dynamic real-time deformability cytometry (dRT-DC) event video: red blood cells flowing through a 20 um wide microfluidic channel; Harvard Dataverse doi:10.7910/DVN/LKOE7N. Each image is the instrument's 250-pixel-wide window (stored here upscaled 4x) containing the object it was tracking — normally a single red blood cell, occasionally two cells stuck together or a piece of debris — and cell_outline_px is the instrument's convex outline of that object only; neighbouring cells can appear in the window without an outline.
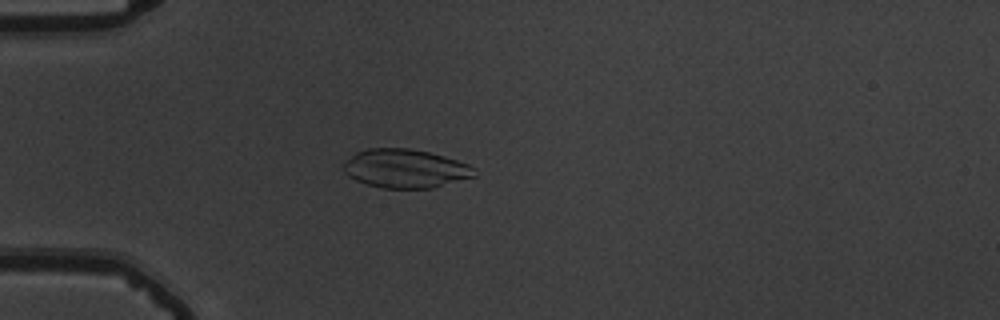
{"species": "common noctule bat (a hibernating species)", "species_latin": "Nyctalus noctula", "temperature_condition": "warm", "stored_images_in_passage": 54, "camera_frame_rate_fps": 3000, "um_per_image_px": 0.085, "animal": {"sex": "male", "body_mass_g": 19.5, "forearm_length_mm": 54.6}, "frame": {"image": 1, "passage_image": 16, "time_ms": 5.0, "image_size_px": [1000, 320], "cell_outline_px": [[476, 176], [432, 188], [384, 188], [368, 184], [356, 180], [348, 176], [344, 172], [344, 160], [356, 152], [368, 148], [408, 148], [428, 152], [444, 156], [468, 164], [476, 168]], "centroid_in_image_um": [34.45, 14.32], "position_along_channel_um": 50.5, "area_um2": 29.54}}
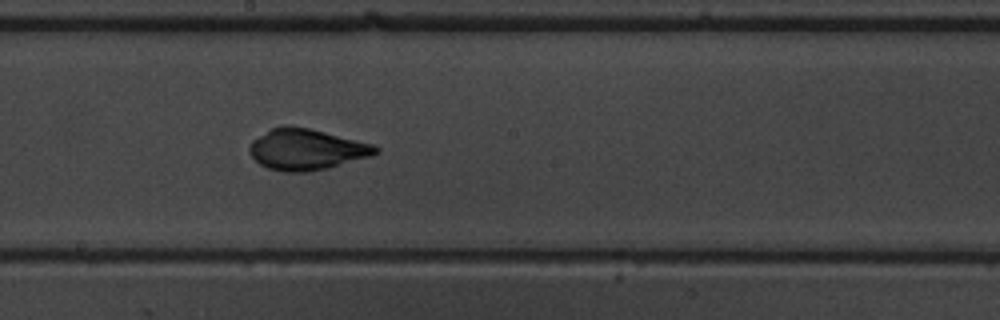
{"frame": {"image": 2, "passage_image": 31, "time_ms": 10.0, "image_size_px": [1000, 320], "cell_outline_px": [[380, 152], [368, 156], [328, 168], [308, 172], [284, 172], [268, 168], [260, 164], [248, 152], [248, 148], [252, 140], [272, 128], [284, 124], [288, 124], [308, 128], [372, 144], [380, 148]], "centroid_in_image_um": [26.0, 12.7], "position_along_channel_um": 222.2, "area_um2": 29.94}}
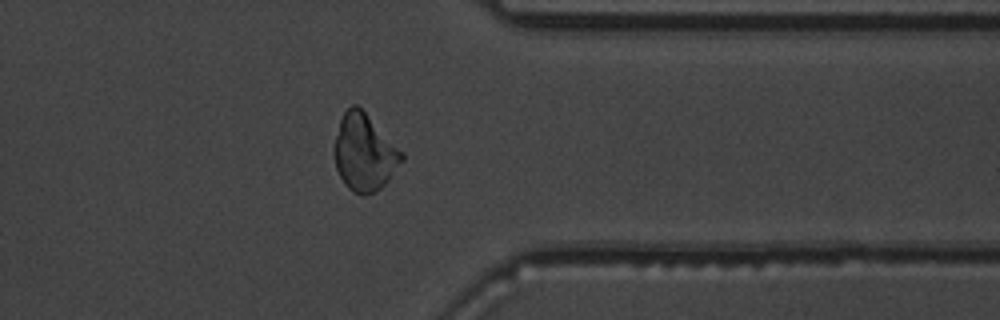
{"frame": {"image": 3, "passage_image": 44, "time_ms": 14.333, "image_size_px": [1000, 320], "cell_outline_px": [[404, 160], [388, 180], [380, 188], [364, 196], [352, 192], [344, 184], [336, 168], [332, 152], [332, 148], [340, 120], [344, 112], [352, 104], [356, 104], [404, 152]], "centroid_in_image_um": [30.95, 12.99], "position_along_channel_um": 380.5, "area_um2": 30.23}, "authors_computed_cell_mechanics": {"area_um2": 29.5647, "velocity_mm_per_s": 3.7702, "shape_relaxation_time_tau1_ms": 11.362, "shape_relaxation_time_tau2_ms": null, "deformation_change_tau1": 0.3236, "deformation_change_tau2": null}}